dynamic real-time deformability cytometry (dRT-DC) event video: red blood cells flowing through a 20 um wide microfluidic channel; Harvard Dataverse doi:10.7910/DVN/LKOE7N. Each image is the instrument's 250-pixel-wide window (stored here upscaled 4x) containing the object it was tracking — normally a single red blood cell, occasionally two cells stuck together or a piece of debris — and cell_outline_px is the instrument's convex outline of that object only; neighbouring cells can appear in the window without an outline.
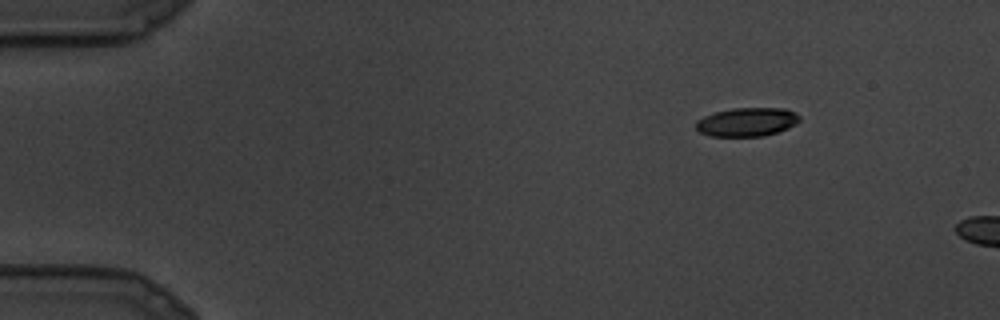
{"species": "common noctule bat (a hibernating species)", "species_latin": "Nyctalus noctula", "temperature_condition": "cold", "stored_images_in_passage": 3, "camera_frame_rate_fps": 3000, "um_per_image_px": 0.085, "animal": {"sex": "male", "body_mass_g": 19.5, "forearm_length_mm": 54.6}, "frame": {"image": 1, "passage_image": 1, "time_ms": 0.0, "image_size_px": [1000, 320], "cell_outline_px": [[800, 120], [796, 124], [788, 128], [764, 136], [712, 136], [700, 132], [696, 128], [696, 120], [704, 116], [716, 112], [732, 108], [784, 108], [796, 112], [800, 116]], "centroid_in_image_um": [63.51, 10.36], "position_along_channel_um": 21.5, "area_um2": 17.34}}